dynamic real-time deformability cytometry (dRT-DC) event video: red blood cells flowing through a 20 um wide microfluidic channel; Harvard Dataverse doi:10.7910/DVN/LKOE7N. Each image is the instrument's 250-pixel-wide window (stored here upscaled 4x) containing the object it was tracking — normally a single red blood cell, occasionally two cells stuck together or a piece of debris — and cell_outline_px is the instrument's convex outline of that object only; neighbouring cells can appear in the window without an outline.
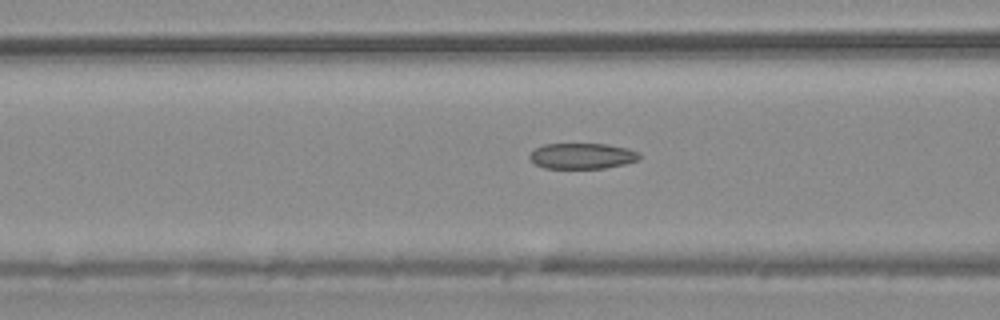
{"species": "common noctule bat (a hibernating species)", "species_latin": "Nyctalus noctula", "temperature_condition": "warm", "stored_images_in_passage": 55, "camera_frame_rate_fps": 3000, "um_per_image_px": 0.085, "animal": {"sex": "male", "body_mass_g": 20.4}, "frame": {"image": 1, "passage_image": 22, "time_ms": 7.0, "image_size_px": [1000, 320], "cell_outline_px": [[640, 160], [624, 164], [604, 168], [544, 168], [536, 164], [528, 156], [536, 148], [544, 144], [608, 144], [628, 148], [636, 152], [640, 156]], "centroid_in_image_um": [49.5, 13.25], "position_along_channel_um": 117.1, "area_um2": 16.36}}
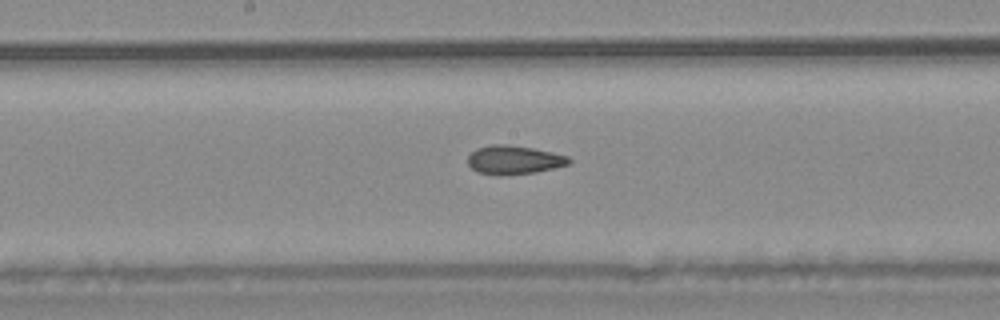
{"frame": {"image": 2, "passage_image": 29, "time_ms": 9.333, "image_size_px": [1000, 320], "cell_outline_px": [[572, 160], [568, 164], [536, 172], [500, 176], [496, 176], [476, 172], [468, 164], [468, 156], [476, 148], [492, 144], [504, 144], [532, 148], [552, 152], [568, 156]], "centroid_in_image_um": [43.65, 13.6], "position_along_channel_um": 204.6, "area_um2": 16.99}}
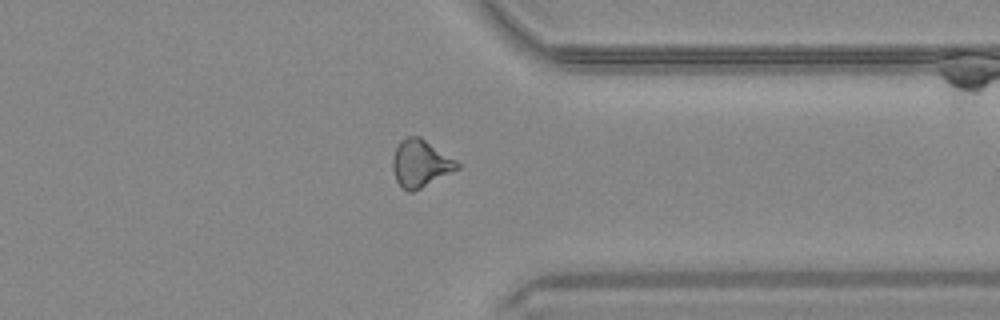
{"frame": {"image": 3, "passage_image": 43, "time_ms": 14.0, "image_size_px": [1000, 320], "cell_outline_px": [[460, 168], [412, 192], [408, 192], [396, 180], [392, 168], [392, 160], [396, 148], [400, 140], [408, 136], [420, 136], [456, 160], [460, 164]], "centroid_in_image_um": [35.73, 13.87], "position_along_channel_um": 375.7, "area_um2": 17.57}, "authors_computed_cell_mechanics": {"area_um2": 17.3978, "velocity_mm_per_s": 3.7371, "shape_relaxation_time_tau1_ms": null, "shape_relaxation_time_tau2_ms": 3.8999, "deformation_change_tau1": null, "deformation_change_tau2": 0.1097}}